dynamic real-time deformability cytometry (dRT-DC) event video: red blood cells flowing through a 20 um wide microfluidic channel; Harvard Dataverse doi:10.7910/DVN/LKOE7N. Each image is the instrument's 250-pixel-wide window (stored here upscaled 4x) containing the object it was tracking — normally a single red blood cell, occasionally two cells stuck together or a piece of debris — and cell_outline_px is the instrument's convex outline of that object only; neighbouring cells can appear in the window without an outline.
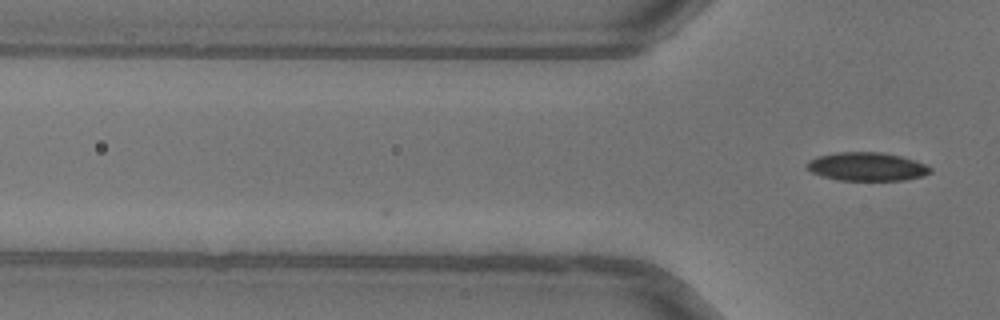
{"species": "common noctule bat (a hibernating species)", "species_latin": "Nyctalus noctula", "temperature_condition": "warm", "stored_images_in_passage": 4, "camera_frame_rate_fps": 3000, "um_per_image_px": 0.085, "animal": {"sex": "female"}, "frame": {"image": 1, "passage_image": 4, "time_ms": 1.0, "image_size_px": [1000, 320], "cell_outline_px": [[932, 172], [924, 176], [904, 180], [840, 180], [824, 176], [812, 172], [804, 164], [808, 160], [816, 156], [836, 152], [880, 152], [900, 156], [924, 164], [932, 168]], "centroid_in_image_um": [73.67, 14.16], "position_along_channel_um": 52.1, "area_um2": 20.4}}